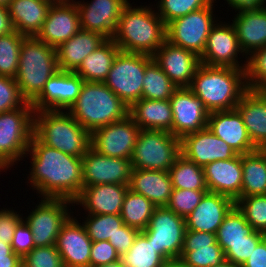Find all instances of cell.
Segmentation results:
<instances>
[{
  "instance_id": "1",
  "label": "cell",
  "mask_w": 266,
  "mask_h": 267,
  "mask_svg": "<svg viewBox=\"0 0 266 267\" xmlns=\"http://www.w3.org/2000/svg\"><path fill=\"white\" fill-rule=\"evenodd\" d=\"M31 160L28 181L40 198H65L74 201L83 189L82 158L42 144L34 135L28 156ZM31 170V171H30Z\"/></svg>"
},
{
  "instance_id": "2",
  "label": "cell",
  "mask_w": 266,
  "mask_h": 267,
  "mask_svg": "<svg viewBox=\"0 0 266 267\" xmlns=\"http://www.w3.org/2000/svg\"><path fill=\"white\" fill-rule=\"evenodd\" d=\"M132 4L123 8L112 39L122 52L152 56L166 41V25L153 5Z\"/></svg>"
},
{
  "instance_id": "3",
  "label": "cell",
  "mask_w": 266,
  "mask_h": 267,
  "mask_svg": "<svg viewBox=\"0 0 266 267\" xmlns=\"http://www.w3.org/2000/svg\"><path fill=\"white\" fill-rule=\"evenodd\" d=\"M209 112L236 109L248 90L245 69L200 64L188 87Z\"/></svg>"
},
{
  "instance_id": "4",
  "label": "cell",
  "mask_w": 266,
  "mask_h": 267,
  "mask_svg": "<svg viewBox=\"0 0 266 267\" xmlns=\"http://www.w3.org/2000/svg\"><path fill=\"white\" fill-rule=\"evenodd\" d=\"M129 108L103 82H85L67 112L90 134L124 119Z\"/></svg>"
},
{
  "instance_id": "5",
  "label": "cell",
  "mask_w": 266,
  "mask_h": 267,
  "mask_svg": "<svg viewBox=\"0 0 266 267\" xmlns=\"http://www.w3.org/2000/svg\"><path fill=\"white\" fill-rule=\"evenodd\" d=\"M58 71L56 48L36 36H25L20 47L15 77L22 98L32 103L40 95L48 79Z\"/></svg>"
},
{
  "instance_id": "6",
  "label": "cell",
  "mask_w": 266,
  "mask_h": 267,
  "mask_svg": "<svg viewBox=\"0 0 266 267\" xmlns=\"http://www.w3.org/2000/svg\"><path fill=\"white\" fill-rule=\"evenodd\" d=\"M33 135L44 145L76 157H83L91 147V134L67 111L34 112Z\"/></svg>"
},
{
  "instance_id": "7",
  "label": "cell",
  "mask_w": 266,
  "mask_h": 267,
  "mask_svg": "<svg viewBox=\"0 0 266 267\" xmlns=\"http://www.w3.org/2000/svg\"><path fill=\"white\" fill-rule=\"evenodd\" d=\"M34 130V109L21 108L0 113V163L8 170L25 157Z\"/></svg>"
},
{
  "instance_id": "8",
  "label": "cell",
  "mask_w": 266,
  "mask_h": 267,
  "mask_svg": "<svg viewBox=\"0 0 266 267\" xmlns=\"http://www.w3.org/2000/svg\"><path fill=\"white\" fill-rule=\"evenodd\" d=\"M181 155V140L168 131L141 129L131 164L133 169L169 171Z\"/></svg>"
},
{
  "instance_id": "9",
  "label": "cell",
  "mask_w": 266,
  "mask_h": 267,
  "mask_svg": "<svg viewBox=\"0 0 266 267\" xmlns=\"http://www.w3.org/2000/svg\"><path fill=\"white\" fill-rule=\"evenodd\" d=\"M151 55L120 51L103 82L129 108L142 98L143 77Z\"/></svg>"
},
{
  "instance_id": "10",
  "label": "cell",
  "mask_w": 266,
  "mask_h": 267,
  "mask_svg": "<svg viewBox=\"0 0 266 267\" xmlns=\"http://www.w3.org/2000/svg\"><path fill=\"white\" fill-rule=\"evenodd\" d=\"M215 1L213 0L200 10L190 12L168 23L166 40L175 46L192 51L200 57L205 49L211 28L220 19L213 14Z\"/></svg>"
},
{
  "instance_id": "11",
  "label": "cell",
  "mask_w": 266,
  "mask_h": 267,
  "mask_svg": "<svg viewBox=\"0 0 266 267\" xmlns=\"http://www.w3.org/2000/svg\"><path fill=\"white\" fill-rule=\"evenodd\" d=\"M72 206L75 208L74 202L70 199L41 198L28 216L22 217L31 229L35 247L56 244L62 226L74 214L71 211Z\"/></svg>"
},
{
  "instance_id": "12",
  "label": "cell",
  "mask_w": 266,
  "mask_h": 267,
  "mask_svg": "<svg viewBox=\"0 0 266 267\" xmlns=\"http://www.w3.org/2000/svg\"><path fill=\"white\" fill-rule=\"evenodd\" d=\"M141 232L166 261L180 259L186 232L185 218L166 206L156 207L149 225Z\"/></svg>"
},
{
  "instance_id": "13",
  "label": "cell",
  "mask_w": 266,
  "mask_h": 267,
  "mask_svg": "<svg viewBox=\"0 0 266 267\" xmlns=\"http://www.w3.org/2000/svg\"><path fill=\"white\" fill-rule=\"evenodd\" d=\"M239 54V55H238ZM247 60L241 50L235 28L230 22L217 21L208 35L205 49L200 56V62L207 66L231 67L245 69ZM242 62V63H241Z\"/></svg>"
},
{
  "instance_id": "14",
  "label": "cell",
  "mask_w": 266,
  "mask_h": 267,
  "mask_svg": "<svg viewBox=\"0 0 266 267\" xmlns=\"http://www.w3.org/2000/svg\"><path fill=\"white\" fill-rule=\"evenodd\" d=\"M140 130L127 115L118 122L95 130L91 134V147L101 155L131 159Z\"/></svg>"
},
{
  "instance_id": "15",
  "label": "cell",
  "mask_w": 266,
  "mask_h": 267,
  "mask_svg": "<svg viewBox=\"0 0 266 267\" xmlns=\"http://www.w3.org/2000/svg\"><path fill=\"white\" fill-rule=\"evenodd\" d=\"M132 170L131 159L101 155L90 147L82 157L83 187L99 184L129 185Z\"/></svg>"
},
{
  "instance_id": "16",
  "label": "cell",
  "mask_w": 266,
  "mask_h": 267,
  "mask_svg": "<svg viewBox=\"0 0 266 267\" xmlns=\"http://www.w3.org/2000/svg\"><path fill=\"white\" fill-rule=\"evenodd\" d=\"M169 101L173 112L172 134L177 138L207 128L209 111L188 87L177 88Z\"/></svg>"
},
{
  "instance_id": "17",
  "label": "cell",
  "mask_w": 266,
  "mask_h": 267,
  "mask_svg": "<svg viewBox=\"0 0 266 267\" xmlns=\"http://www.w3.org/2000/svg\"><path fill=\"white\" fill-rule=\"evenodd\" d=\"M83 83L77 73L59 70L48 79L40 95L31 103L34 112L67 111L76 101Z\"/></svg>"
},
{
  "instance_id": "18",
  "label": "cell",
  "mask_w": 266,
  "mask_h": 267,
  "mask_svg": "<svg viewBox=\"0 0 266 267\" xmlns=\"http://www.w3.org/2000/svg\"><path fill=\"white\" fill-rule=\"evenodd\" d=\"M74 2L79 12L81 29L97 32L106 39H112L121 12L130 0H91V2L77 0Z\"/></svg>"
},
{
  "instance_id": "19",
  "label": "cell",
  "mask_w": 266,
  "mask_h": 267,
  "mask_svg": "<svg viewBox=\"0 0 266 267\" xmlns=\"http://www.w3.org/2000/svg\"><path fill=\"white\" fill-rule=\"evenodd\" d=\"M181 140V154L189 161L204 167L216 160L232 159L238 154L224 140L207 127L185 135Z\"/></svg>"
},
{
  "instance_id": "20",
  "label": "cell",
  "mask_w": 266,
  "mask_h": 267,
  "mask_svg": "<svg viewBox=\"0 0 266 267\" xmlns=\"http://www.w3.org/2000/svg\"><path fill=\"white\" fill-rule=\"evenodd\" d=\"M152 57L177 88L189 87L201 64L200 57L194 52L167 40Z\"/></svg>"
},
{
  "instance_id": "21",
  "label": "cell",
  "mask_w": 266,
  "mask_h": 267,
  "mask_svg": "<svg viewBox=\"0 0 266 267\" xmlns=\"http://www.w3.org/2000/svg\"><path fill=\"white\" fill-rule=\"evenodd\" d=\"M80 30V17L75 2L52 3L36 37L57 48Z\"/></svg>"
},
{
  "instance_id": "22",
  "label": "cell",
  "mask_w": 266,
  "mask_h": 267,
  "mask_svg": "<svg viewBox=\"0 0 266 267\" xmlns=\"http://www.w3.org/2000/svg\"><path fill=\"white\" fill-rule=\"evenodd\" d=\"M77 219L72 215L57 236L55 246L64 267H90V251L93 242L81 221Z\"/></svg>"
},
{
  "instance_id": "23",
  "label": "cell",
  "mask_w": 266,
  "mask_h": 267,
  "mask_svg": "<svg viewBox=\"0 0 266 267\" xmlns=\"http://www.w3.org/2000/svg\"><path fill=\"white\" fill-rule=\"evenodd\" d=\"M207 127L237 154L244 155L258 150L250 139L237 109L209 112Z\"/></svg>"
},
{
  "instance_id": "24",
  "label": "cell",
  "mask_w": 266,
  "mask_h": 267,
  "mask_svg": "<svg viewBox=\"0 0 266 267\" xmlns=\"http://www.w3.org/2000/svg\"><path fill=\"white\" fill-rule=\"evenodd\" d=\"M184 267H214L225 260L216 234L186 230L179 259Z\"/></svg>"
},
{
  "instance_id": "25",
  "label": "cell",
  "mask_w": 266,
  "mask_h": 267,
  "mask_svg": "<svg viewBox=\"0 0 266 267\" xmlns=\"http://www.w3.org/2000/svg\"><path fill=\"white\" fill-rule=\"evenodd\" d=\"M203 171L208 192L226 195L234 201L241 198L242 155L210 162Z\"/></svg>"
},
{
  "instance_id": "26",
  "label": "cell",
  "mask_w": 266,
  "mask_h": 267,
  "mask_svg": "<svg viewBox=\"0 0 266 267\" xmlns=\"http://www.w3.org/2000/svg\"><path fill=\"white\" fill-rule=\"evenodd\" d=\"M235 201L223 194L207 192L199 205L185 218L186 230L216 234Z\"/></svg>"
},
{
  "instance_id": "27",
  "label": "cell",
  "mask_w": 266,
  "mask_h": 267,
  "mask_svg": "<svg viewBox=\"0 0 266 267\" xmlns=\"http://www.w3.org/2000/svg\"><path fill=\"white\" fill-rule=\"evenodd\" d=\"M129 185L99 184L83 187L73 201L85 210V214H120Z\"/></svg>"
},
{
  "instance_id": "28",
  "label": "cell",
  "mask_w": 266,
  "mask_h": 267,
  "mask_svg": "<svg viewBox=\"0 0 266 267\" xmlns=\"http://www.w3.org/2000/svg\"><path fill=\"white\" fill-rule=\"evenodd\" d=\"M232 24L244 55L266 46V7L239 10Z\"/></svg>"
},
{
  "instance_id": "29",
  "label": "cell",
  "mask_w": 266,
  "mask_h": 267,
  "mask_svg": "<svg viewBox=\"0 0 266 267\" xmlns=\"http://www.w3.org/2000/svg\"><path fill=\"white\" fill-rule=\"evenodd\" d=\"M236 109L255 147L266 150V90L248 89Z\"/></svg>"
},
{
  "instance_id": "30",
  "label": "cell",
  "mask_w": 266,
  "mask_h": 267,
  "mask_svg": "<svg viewBox=\"0 0 266 267\" xmlns=\"http://www.w3.org/2000/svg\"><path fill=\"white\" fill-rule=\"evenodd\" d=\"M105 40L100 33L81 29L56 48L58 69L75 72L82 61Z\"/></svg>"
},
{
  "instance_id": "31",
  "label": "cell",
  "mask_w": 266,
  "mask_h": 267,
  "mask_svg": "<svg viewBox=\"0 0 266 267\" xmlns=\"http://www.w3.org/2000/svg\"><path fill=\"white\" fill-rule=\"evenodd\" d=\"M52 3L50 0H11L7 9L14 30L25 36H36Z\"/></svg>"
},
{
  "instance_id": "32",
  "label": "cell",
  "mask_w": 266,
  "mask_h": 267,
  "mask_svg": "<svg viewBox=\"0 0 266 267\" xmlns=\"http://www.w3.org/2000/svg\"><path fill=\"white\" fill-rule=\"evenodd\" d=\"M129 189L161 207L169 203L173 187L167 171L133 169Z\"/></svg>"
},
{
  "instance_id": "33",
  "label": "cell",
  "mask_w": 266,
  "mask_h": 267,
  "mask_svg": "<svg viewBox=\"0 0 266 267\" xmlns=\"http://www.w3.org/2000/svg\"><path fill=\"white\" fill-rule=\"evenodd\" d=\"M128 115L140 129L172 133L173 112L169 100L141 98L129 107Z\"/></svg>"
},
{
  "instance_id": "34",
  "label": "cell",
  "mask_w": 266,
  "mask_h": 267,
  "mask_svg": "<svg viewBox=\"0 0 266 267\" xmlns=\"http://www.w3.org/2000/svg\"><path fill=\"white\" fill-rule=\"evenodd\" d=\"M120 51L113 39H106L82 61L75 73L85 82H104Z\"/></svg>"
},
{
  "instance_id": "35",
  "label": "cell",
  "mask_w": 266,
  "mask_h": 267,
  "mask_svg": "<svg viewBox=\"0 0 266 267\" xmlns=\"http://www.w3.org/2000/svg\"><path fill=\"white\" fill-rule=\"evenodd\" d=\"M241 197L266 195V150L242 155Z\"/></svg>"
},
{
  "instance_id": "36",
  "label": "cell",
  "mask_w": 266,
  "mask_h": 267,
  "mask_svg": "<svg viewBox=\"0 0 266 267\" xmlns=\"http://www.w3.org/2000/svg\"><path fill=\"white\" fill-rule=\"evenodd\" d=\"M157 206L154 205L142 194H138L128 189L122 210L120 213L124 224L143 231L149 225L153 211Z\"/></svg>"
},
{
  "instance_id": "37",
  "label": "cell",
  "mask_w": 266,
  "mask_h": 267,
  "mask_svg": "<svg viewBox=\"0 0 266 267\" xmlns=\"http://www.w3.org/2000/svg\"><path fill=\"white\" fill-rule=\"evenodd\" d=\"M125 267H163L167 262L141 231L130 249L120 256Z\"/></svg>"
},
{
  "instance_id": "38",
  "label": "cell",
  "mask_w": 266,
  "mask_h": 267,
  "mask_svg": "<svg viewBox=\"0 0 266 267\" xmlns=\"http://www.w3.org/2000/svg\"><path fill=\"white\" fill-rule=\"evenodd\" d=\"M176 189L207 190L203 167L187 160L182 154L168 171Z\"/></svg>"
},
{
  "instance_id": "39",
  "label": "cell",
  "mask_w": 266,
  "mask_h": 267,
  "mask_svg": "<svg viewBox=\"0 0 266 267\" xmlns=\"http://www.w3.org/2000/svg\"><path fill=\"white\" fill-rule=\"evenodd\" d=\"M177 89L159 65L152 59L145 69L142 98L151 100H169Z\"/></svg>"
},
{
  "instance_id": "40",
  "label": "cell",
  "mask_w": 266,
  "mask_h": 267,
  "mask_svg": "<svg viewBox=\"0 0 266 267\" xmlns=\"http://www.w3.org/2000/svg\"><path fill=\"white\" fill-rule=\"evenodd\" d=\"M254 231L244 215L234 206L218 228L216 233L217 243L225 252L229 248V244L245 240L246 235H250Z\"/></svg>"
},
{
  "instance_id": "41",
  "label": "cell",
  "mask_w": 266,
  "mask_h": 267,
  "mask_svg": "<svg viewBox=\"0 0 266 267\" xmlns=\"http://www.w3.org/2000/svg\"><path fill=\"white\" fill-rule=\"evenodd\" d=\"M82 224L92 242L108 241L118 231L124 222L120 214H87Z\"/></svg>"
},
{
  "instance_id": "42",
  "label": "cell",
  "mask_w": 266,
  "mask_h": 267,
  "mask_svg": "<svg viewBox=\"0 0 266 267\" xmlns=\"http://www.w3.org/2000/svg\"><path fill=\"white\" fill-rule=\"evenodd\" d=\"M25 35L13 31L0 35V75L15 78L19 66L20 47Z\"/></svg>"
},
{
  "instance_id": "43",
  "label": "cell",
  "mask_w": 266,
  "mask_h": 267,
  "mask_svg": "<svg viewBox=\"0 0 266 267\" xmlns=\"http://www.w3.org/2000/svg\"><path fill=\"white\" fill-rule=\"evenodd\" d=\"M235 206L255 231L266 235V195L241 197Z\"/></svg>"
},
{
  "instance_id": "44",
  "label": "cell",
  "mask_w": 266,
  "mask_h": 267,
  "mask_svg": "<svg viewBox=\"0 0 266 267\" xmlns=\"http://www.w3.org/2000/svg\"><path fill=\"white\" fill-rule=\"evenodd\" d=\"M213 0H159L155 8L165 25L173 20L183 17L190 12L200 10L208 6ZM157 6V7H156Z\"/></svg>"
},
{
  "instance_id": "45",
  "label": "cell",
  "mask_w": 266,
  "mask_h": 267,
  "mask_svg": "<svg viewBox=\"0 0 266 267\" xmlns=\"http://www.w3.org/2000/svg\"><path fill=\"white\" fill-rule=\"evenodd\" d=\"M246 84L251 90H266V46L247 57Z\"/></svg>"
},
{
  "instance_id": "46",
  "label": "cell",
  "mask_w": 266,
  "mask_h": 267,
  "mask_svg": "<svg viewBox=\"0 0 266 267\" xmlns=\"http://www.w3.org/2000/svg\"><path fill=\"white\" fill-rule=\"evenodd\" d=\"M208 190H188L173 188L166 207L177 215L186 218L201 202Z\"/></svg>"
},
{
  "instance_id": "47",
  "label": "cell",
  "mask_w": 266,
  "mask_h": 267,
  "mask_svg": "<svg viewBox=\"0 0 266 267\" xmlns=\"http://www.w3.org/2000/svg\"><path fill=\"white\" fill-rule=\"evenodd\" d=\"M265 237L264 233L254 231L252 234L246 235L245 240L229 244V248L224 252L225 260L241 267Z\"/></svg>"
},
{
  "instance_id": "48",
  "label": "cell",
  "mask_w": 266,
  "mask_h": 267,
  "mask_svg": "<svg viewBox=\"0 0 266 267\" xmlns=\"http://www.w3.org/2000/svg\"><path fill=\"white\" fill-rule=\"evenodd\" d=\"M24 267H64L55 245L34 247L23 259Z\"/></svg>"
},
{
  "instance_id": "49",
  "label": "cell",
  "mask_w": 266,
  "mask_h": 267,
  "mask_svg": "<svg viewBox=\"0 0 266 267\" xmlns=\"http://www.w3.org/2000/svg\"><path fill=\"white\" fill-rule=\"evenodd\" d=\"M25 103L15 78L0 75V113L21 108Z\"/></svg>"
},
{
  "instance_id": "50",
  "label": "cell",
  "mask_w": 266,
  "mask_h": 267,
  "mask_svg": "<svg viewBox=\"0 0 266 267\" xmlns=\"http://www.w3.org/2000/svg\"><path fill=\"white\" fill-rule=\"evenodd\" d=\"M120 260V255L109 241L93 242L90 251V267H98Z\"/></svg>"
},
{
  "instance_id": "51",
  "label": "cell",
  "mask_w": 266,
  "mask_h": 267,
  "mask_svg": "<svg viewBox=\"0 0 266 267\" xmlns=\"http://www.w3.org/2000/svg\"><path fill=\"white\" fill-rule=\"evenodd\" d=\"M11 247L13 252L21 259L35 247L31 229L24 220H22L15 229Z\"/></svg>"
},
{
  "instance_id": "52",
  "label": "cell",
  "mask_w": 266,
  "mask_h": 267,
  "mask_svg": "<svg viewBox=\"0 0 266 267\" xmlns=\"http://www.w3.org/2000/svg\"><path fill=\"white\" fill-rule=\"evenodd\" d=\"M11 208L0 209V241L11 244L17 225L23 220V214Z\"/></svg>"
},
{
  "instance_id": "53",
  "label": "cell",
  "mask_w": 266,
  "mask_h": 267,
  "mask_svg": "<svg viewBox=\"0 0 266 267\" xmlns=\"http://www.w3.org/2000/svg\"><path fill=\"white\" fill-rule=\"evenodd\" d=\"M140 231L132 228L126 224H123L113 236L109 238V242L116 249L117 253L121 256L126 253L133 245L136 236Z\"/></svg>"
},
{
  "instance_id": "54",
  "label": "cell",
  "mask_w": 266,
  "mask_h": 267,
  "mask_svg": "<svg viewBox=\"0 0 266 267\" xmlns=\"http://www.w3.org/2000/svg\"><path fill=\"white\" fill-rule=\"evenodd\" d=\"M241 267H266V237L256 246Z\"/></svg>"
},
{
  "instance_id": "55",
  "label": "cell",
  "mask_w": 266,
  "mask_h": 267,
  "mask_svg": "<svg viewBox=\"0 0 266 267\" xmlns=\"http://www.w3.org/2000/svg\"><path fill=\"white\" fill-rule=\"evenodd\" d=\"M233 10H245L266 7V0H224Z\"/></svg>"
},
{
  "instance_id": "56",
  "label": "cell",
  "mask_w": 266,
  "mask_h": 267,
  "mask_svg": "<svg viewBox=\"0 0 266 267\" xmlns=\"http://www.w3.org/2000/svg\"><path fill=\"white\" fill-rule=\"evenodd\" d=\"M15 31L11 22L8 9L0 6V35H6Z\"/></svg>"
},
{
  "instance_id": "57",
  "label": "cell",
  "mask_w": 266,
  "mask_h": 267,
  "mask_svg": "<svg viewBox=\"0 0 266 267\" xmlns=\"http://www.w3.org/2000/svg\"><path fill=\"white\" fill-rule=\"evenodd\" d=\"M22 259L16 254H0V267H19Z\"/></svg>"
},
{
  "instance_id": "58",
  "label": "cell",
  "mask_w": 266,
  "mask_h": 267,
  "mask_svg": "<svg viewBox=\"0 0 266 267\" xmlns=\"http://www.w3.org/2000/svg\"><path fill=\"white\" fill-rule=\"evenodd\" d=\"M0 254H15L12 250L11 244L0 241Z\"/></svg>"
},
{
  "instance_id": "59",
  "label": "cell",
  "mask_w": 266,
  "mask_h": 267,
  "mask_svg": "<svg viewBox=\"0 0 266 267\" xmlns=\"http://www.w3.org/2000/svg\"><path fill=\"white\" fill-rule=\"evenodd\" d=\"M163 267H184L179 259L167 261Z\"/></svg>"
},
{
  "instance_id": "60",
  "label": "cell",
  "mask_w": 266,
  "mask_h": 267,
  "mask_svg": "<svg viewBox=\"0 0 266 267\" xmlns=\"http://www.w3.org/2000/svg\"><path fill=\"white\" fill-rule=\"evenodd\" d=\"M214 267H240V266H237L236 264H234L228 260H224L222 263H220L219 265H216Z\"/></svg>"
},
{
  "instance_id": "61",
  "label": "cell",
  "mask_w": 266,
  "mask_h": 267,
  "mask_svg": "<svg viewBox=\"0 0 266 267\" xmlns=\"http://www.w3.org/2000/svg\"><path fill=\"white\" fill-rule=\"evenodd\" d=\"M98 267H125L122 262L120 260L114 262V263H110V264H106V265H101Z\"/></svg>"
},
{
  "instance_id": "62",
  "label": "cell",
  "mask_w": 266,
  "mask_h": 267,
  "mask_svg": "<svg viewBox=\"0 0 266 267\" xmlns=\"http://www.w3.org/2000/svg\"><path fill=\"white\" fill-rule=\"evenodd\" d=\"M11 0H0V6L6 7L8 6Z\"/></svg>"
},
{
  "instance_id": "63",
  "label": "cell",
  "mask_w": 266,
  "mask_h": 267,
  "mask_svg": "<svg viewBox=\"0 0 266 267\" xmlns=\"http://www.w3.org/2000/svg\"><path fill=\"white\" fill-rule=\"evenodd\" d=\"M52 1L53 3H59V2H74L76 0H50Z\"/></svg>"
},
{
  "instance_id": "64",
  "label": "cell",
  "mask_w": 266,
  "mask_h": 267,
  "mask_svg": "<svg viewBox=\"0 0 266 267\" xmlns=\"http://www.w3.org/2000/svg\"><path fill=\"white\" fill-rule=\"evenodd\" d=\"M5 170H7L1 163H0V172H5Z\"/></svg>"
}]
</instances>
